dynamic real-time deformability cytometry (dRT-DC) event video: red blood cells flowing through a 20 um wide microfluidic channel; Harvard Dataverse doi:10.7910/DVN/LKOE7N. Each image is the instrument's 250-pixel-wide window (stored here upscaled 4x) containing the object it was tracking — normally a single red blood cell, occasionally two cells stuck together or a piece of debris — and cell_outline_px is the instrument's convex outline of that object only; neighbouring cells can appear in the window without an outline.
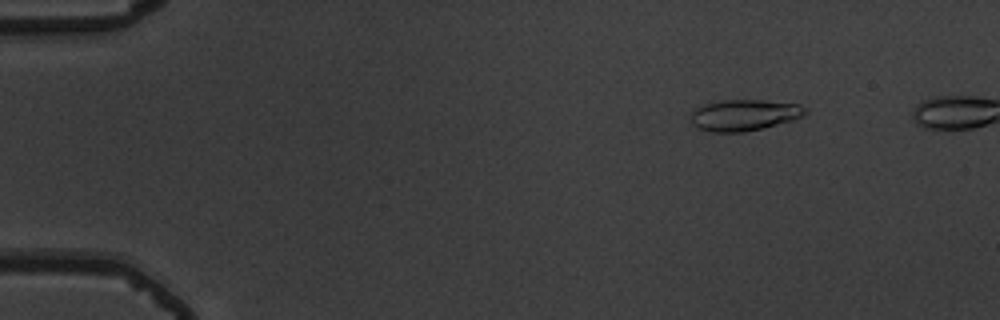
{"species": "common noctule bat (a hibernating species)", "species_latin": "Nyctalus noctula", "temperature_condition": "warm", "stored_images_in_passage": 49, "camera_frame_rate_fps": 3000, "um_per_image_px": 0.085, "animal": {"sex": "male", "body_mass_g": 19.5, "forearm_length_mm": 54.6}, "frame": {"image": 1, "passage_image": 5, "time_ms": 1.333, "image_size_px": [1000, 320], "cell_outline_px": [[808, 112], [804, 116], [792, 120], [744, 132], [712, 132], [700, 128], [692, 124], [692, 108], [704, 104], [724, 100], [764, 100], [800, 104], [808, 108]], "centroid_in_image_um": [63.28, 9.76], "position_along_channel_um": 21.7, "area_um2": 20.81}}
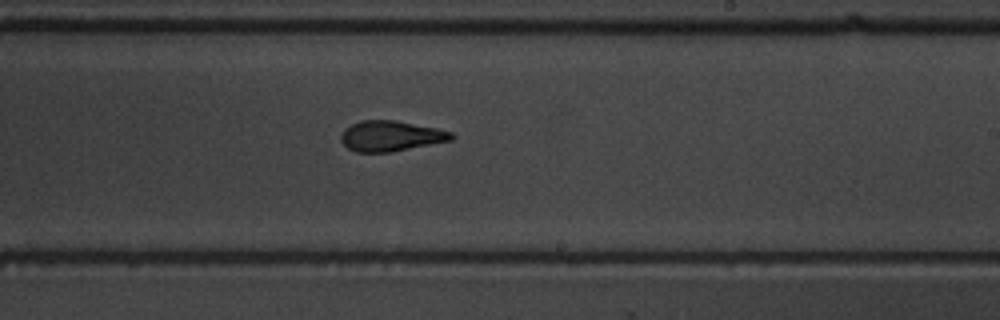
{"frame": {"image": 2, "passage_image": 31, "time_ms": 10.0, "image_size_px": [1000, 320], "cell_outline_px": [[456, 136], [452, 140], [392, 152], [356, 152], [348, 148], [340, 140], [340, 136], [344, 128], [360, 120], [396, 120], [436, 128], [452, 132]], "centroid_in_image_um": [33.21, 11.56], "position_along_channel_um": 255.8, "area_um2": 19.71}}
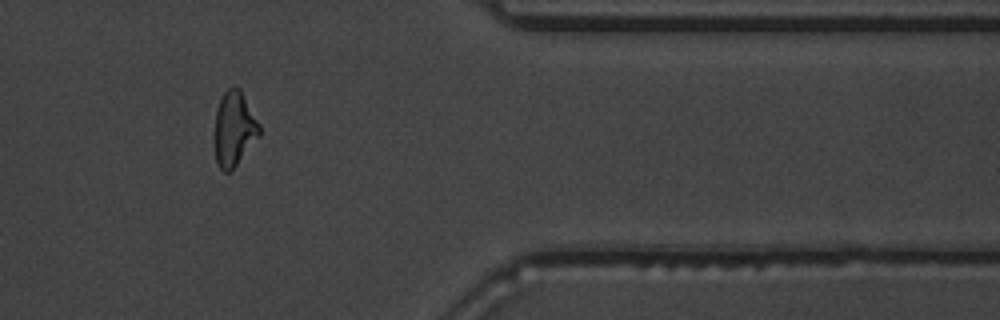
{"frame": {"image": 3, "passage_image": 43, "time_ms": 14.0, "image_size_px": [1000, 320], "cell_outline_px": [[260, 136], [236, 164], [228, 172], [224, 172], [216, 164], [212, 140], [216, 112], [220, 100], [224, 92], [228, 88], [240, 88], [260, 124]], "centroid_in_image_um": [19.87, 10.97], "position_along_channel_um": 391.5, "area_um2": 19.77}, "authors_computed_cell_mechanics": {"area_um2": 19.7676, "velocity_mm_per_s": 3.8192, "shape_relaxation_time_tau1_ms": 3.2495, "shape_relaxation_time_tau2_ms": 1.7256, "deformation_change_tau1": 0.1606, "deformation_change_tau2": 0.087}}